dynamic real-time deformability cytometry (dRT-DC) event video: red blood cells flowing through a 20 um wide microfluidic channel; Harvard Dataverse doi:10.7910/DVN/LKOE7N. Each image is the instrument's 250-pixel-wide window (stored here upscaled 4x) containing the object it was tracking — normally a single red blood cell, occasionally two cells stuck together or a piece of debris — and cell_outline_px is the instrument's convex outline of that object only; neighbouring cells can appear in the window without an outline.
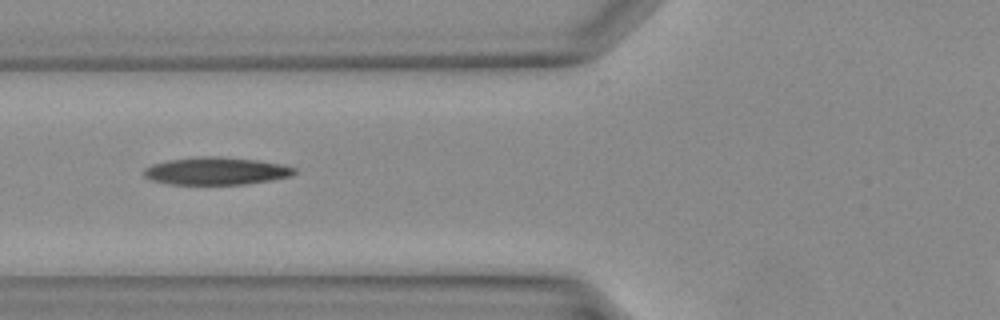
{"species": "Egyptian fruit bat (a non-hibernating species)", "species_latin": "Rousettus aegyptiacus", "temperature_condition": "warm", "stored_images_in_passage": 13, "camera_frame_rate_fps": 3000, "um_per_image_px": 0.085, "animal": {"sex": "female"}, "frame": {"image": 1, "passage_image": 3, "time_ms": 0.667, "image_size_px": [1000, 320], "cell_outline_px": [[296, 172], [292, 176], [272, 180], [248, 184], [172, 184], [152, 180], [144, 176], [144, 168], [152, 164], [168, 160], [204, 156], [220, 156], [260, 160], [284, 164], [296, 168]], "centroid_in_image_um": [18.44, 14.53], "position_along_channel_um": 107.4, "area_um2": 24.33}}
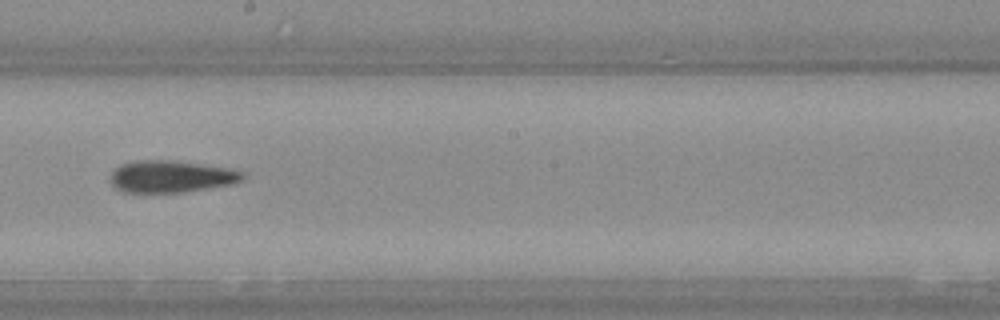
{"frame": {"image": 2, "passage_image": 10, "time_ms": 3.0, "image_size_px": [1000, 320], "cell_outline_px": [[244, 180], [232, 184], [184, 192], [124, 192], [116, 188], [112, 184], [112, 172], [120, 164], [140, 160], [172, 160], [228, 168], [244, 172]], "centroid_in_image_um": [14.57, 15.0], "position_along_channel_um": 233.6, "area_um2": 24.45}}